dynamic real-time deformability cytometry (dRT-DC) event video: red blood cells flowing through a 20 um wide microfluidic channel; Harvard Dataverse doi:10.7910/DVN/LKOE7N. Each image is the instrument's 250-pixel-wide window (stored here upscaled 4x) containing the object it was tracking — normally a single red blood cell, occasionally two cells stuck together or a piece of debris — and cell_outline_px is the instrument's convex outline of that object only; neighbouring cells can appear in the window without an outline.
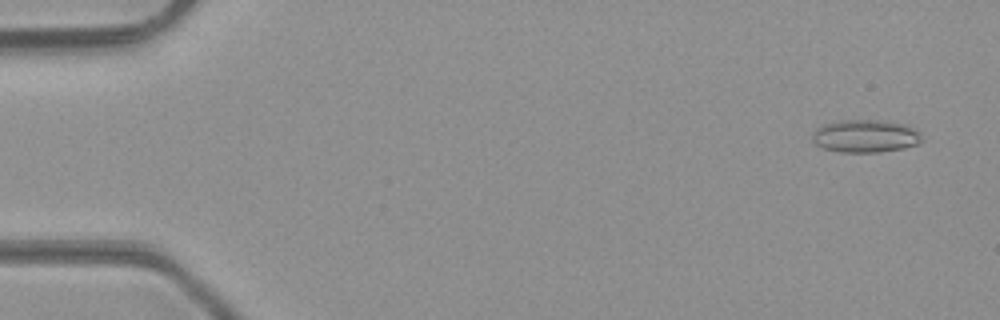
{"species": "common noctule bat (a hibernating species)", "species_latin": "Nyctalus noctula", "temperature_condition": "room temperature", "stored_images_in_passage": 49, "camera_frame_rate_fps": 3000, "um_per_image_px": 0.085, "animal": {"sex": "male", "body_mass_g": 23.1, "forearm_length_mm": 52.7}, "frame": {"image": 1, "passage_image": 3, "time_ms": 0.667, "image_size_px": [1000, 320], "cell_outline_px": [[924, 140], [920, 144], [904, 148], [880, 152], [840, 152], [824, 148], [816, 144], [812, 140], [812, 136], [816, 128], [824, 124], [840, 120], [880, 120], [904, 124], [920, 132]], "centroid_in_image_um": [73.59, 11.57], "position_along_channel_um": 11.4, "area_um2": 21.04}}
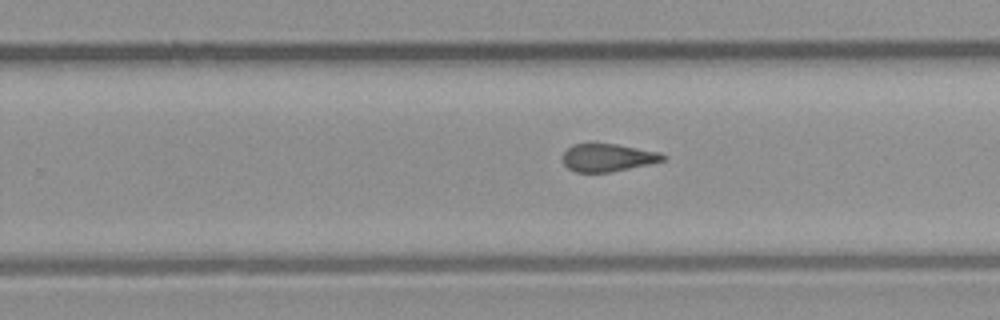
{"frame": {"image": 2, "passage_image": 31, "time_ms": 10.0, "image_size_px": [1000, 320], "cell_outline_px": [[664, 160], [648, 164], [608, 172], [576, 172], [568, 168], [564, 164], [564, 152], [572, 144], [616, 144], [660, 152], [664, 156]], "centroid_in_image_um": [51.64, 13.39], "position_along_channel_um": 278.2, "area_um2": 15.84}}
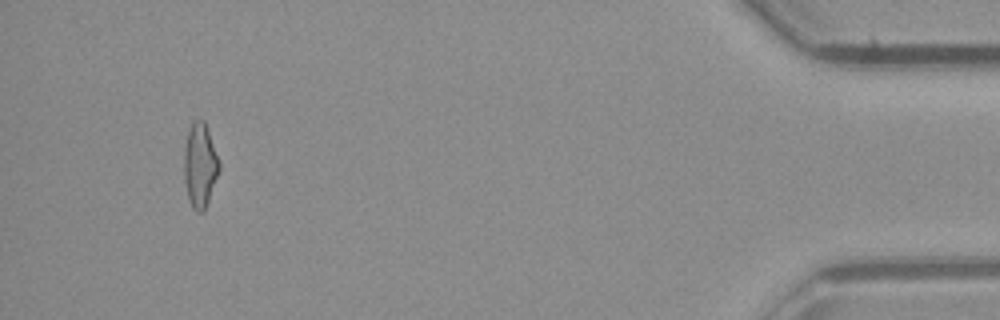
{"frame": {"image": 3, "passage_image": 46, "time_ms": 15.0, "image_size_px": [1000, 320], "cell_outline_px": [[220, 168], [208, 200], [204, 208], [200, 212], [196, 212], [192, 208], [188, 196], [184, 180], [184, 152], [188, 132], [192, 124], [196, 120], [204, 120], [220, 160]], "centroid_in_image_um": [17.0, 14.04], "position_along_channel_um": 418.2, "area_um2": 16.94}, "authors_computed_cell_mechanics": {"area_um2": 17.2822, "velocity_mm_per_s": 4.3018, "shape_relaxation_time_tau1_ms": null, "shape_relaxation_time_tau2_ms": 2.1361, "deformation_change_tau1": null, "deformation_change_tau2": 0.1101}}